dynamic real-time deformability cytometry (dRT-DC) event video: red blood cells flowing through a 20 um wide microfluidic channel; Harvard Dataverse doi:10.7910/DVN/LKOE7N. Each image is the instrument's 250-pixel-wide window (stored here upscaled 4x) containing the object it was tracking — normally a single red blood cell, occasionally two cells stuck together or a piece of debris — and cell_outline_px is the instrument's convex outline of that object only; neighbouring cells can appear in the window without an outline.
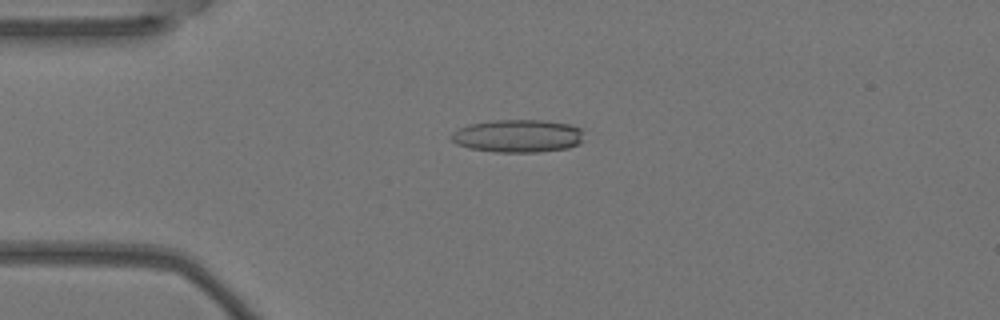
{"species": "Egyptian fruit bat (a non-hibernating species)", "species_latin": "Rousettus aegyptiacus", "temperature_condition": "warm", "stored_images_in_passage": 5, "camera_frame_rate_fps": 3000, "um_per_image_px": 0.085, "animal": {"sex": "female"}, "frame": {"image": 1, "passage_image": 1, "time_ms": 0.0, "image_size_px": [1000, 320], "cell_outline_px": [[584, 140], [580, 144], [568, 148], [540, 152], [496, 152], [468, 148], [456, 144], [448, 136], [452, 132], [468, 124], [492, 120], [544, 120], [572, 124], [580, 128]], "centroid_in_image_um": [44.02, 11.55], "position_along_channel_um": 41.0, "area_um2": 25.78}}
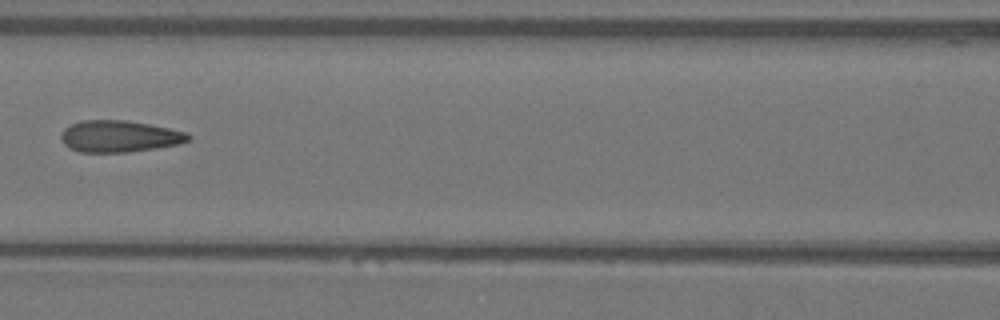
{"frame": {"image": 2, "passage_image": 4, "time_ms": 1.0, "image_size_px": [1000, 320], "cell_outline_px": [[192, 136], [188, 140], [176, 144], [156, 148], [128, 152], [80, 152], [64, 144], [60, 140], [60, 136], [64, 128], [80, 120], [124, 120], [148, 124], [168, 128], [184, 132]], "centroid_in_image_um": [10.1, 11.58], "position_along_channel_um": 156.5, "area_um2": 23.24}}
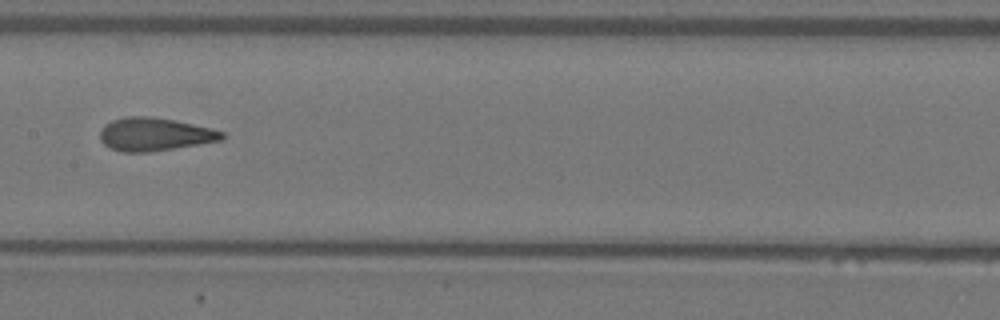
{"frame": {"image": 3, "passage_image": 5, "time_ms": 1.333, "image_size_px": [1000, 320], "cell_outline_px": [[224, 136], [220, 140], [148, 152], [120, 152], [108, 148], [100, 140], [100, 132], [104, 124], [112, 120], [124, 116], [152, 116], [176, 120], [212, 128], [224, 132]], "centroid_in_image_um": [13.08, 11.4], "position_along_channel_um": 194.3, "area_um2": 23.58}}